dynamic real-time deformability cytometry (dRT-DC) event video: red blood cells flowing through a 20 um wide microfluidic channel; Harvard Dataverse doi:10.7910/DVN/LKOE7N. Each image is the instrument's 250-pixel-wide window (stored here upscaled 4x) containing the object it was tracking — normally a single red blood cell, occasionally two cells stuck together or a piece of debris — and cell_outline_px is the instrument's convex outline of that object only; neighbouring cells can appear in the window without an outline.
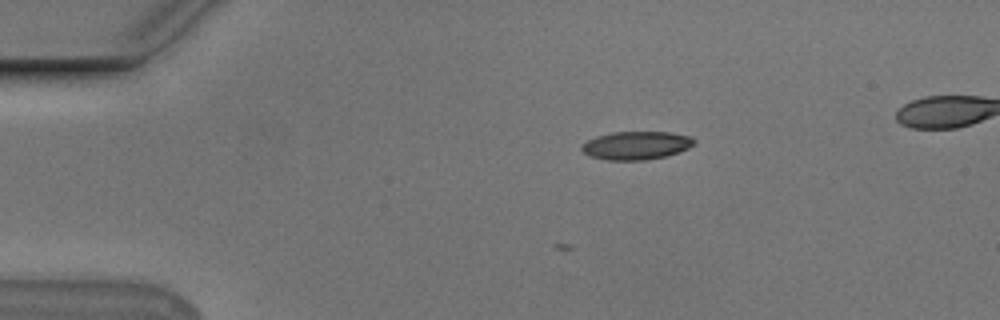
{"species": "Egyptian fruit bat (a non-hibernating species)", "species_latin": "Rousettus aegyptiacus", "temperature_condition": "cold", "stored_images_in_passage": 3, "camera_frame_rate_fps": 3000, "um_per_image_px": 0.085, "animal": {"sex": "male"}, "frame": {"image": 1, "passage_image": 3, "time_ms": 0.667, "image_size_px": [1000, 320], "cell_outline_px": [[696, 144], [688, 148], [664, 156], [644, 160], [608, 160], [592, 156], [584, 152], [580, 148], [588, 140], [596, 136], [612, 132], [668, 132], [692, 136], [696, 140]], "centroid_in_image_um": [54.11, 12.35], "position_along_channel_um": 30.9, "area_um2": 18.32}}